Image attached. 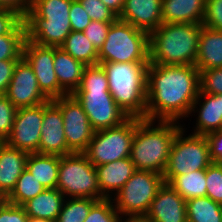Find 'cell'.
<instances>
[{"instance_id":"cell-1","label":"cell","mask_w":222,"mask_h":222,"mask_svg":"<svg viewBox=\"0 0 222 222\" xmlns=\"http://www.w3.org/2000/svg\"><path fill=\"white\" fill-rule=\"evenodd\" d=\"M200 91L199 71L193 65L148 64L146 119L187 121Z\"/></svg>"},{"instance_id":"cell-2","label":"cell","mask_w":222,"mask_h":222,"mask_svg":"<svg viewBox=\"0 0 222 222\" xmlns=\"http://www.w3.org/2000/svg\"><path fill=\"white\" fill-rule=\"evenodd\" d=\"M182 127L176 121L135 118L130 159L136 170L163 175L176 133Z\"/></svg>"},{"instance_id":"cell-3","label":"cell","mask_w":222,"mask_h":222,"mask_svg":"<svg viewBox=\"0 0 222 222\" xmlns=\"http://www.w3.org/2000/svg\"><path fill=\"white\" fill-rule=\"evenodd\" d=\"M201 29L196 23L160 24L149 33V63L195 66Z\"/></svg>"},{"instance_id":"cell-4","label":"cell","mask_w":222,"mask_h":222,"mask_svg":"<svg viewBox=\"0 0 222 222\" xmlns=\"http://www.w3.org/2000/svg\"><path fill=\"white\" fill-rule=\"evenodd\" d=\"M105 70L109 91L128 117L146 119V82L149 62L98 63Z\"/></svg>"},{"instance_id":"cell-5","label":"cell","mask_w":222,"mask_h":222,"mask_svg":"<svg viewBox=\"0 0 222 222\" xmlns=\"http://www.w3.org/2000/svg\"><path fill=\"white\" fill-rule=\"evenodd\" d=\"M73 0H32L24 17L27 40L43 46L60 47L70 34V6Z\"/></svg>"},{"instance_id":"cell-6","label":"cell","mask_w":222,"mask_h":222,"mask_svg":"<svg viewBox=\"0 0 222 222\" xmlns=\"http://www.w3.org/2000/svg\"><path fill=\"white\" fill-rule=\"evenodd\" d=\"M110 62H149V33L117 18L98 51V63Z\"/></svg>"},{"instance_id":"cell-7","label":"cell","mask_w":222,"mask_h":222,"mask_svg":"<svg viewBox=\"0 0 222 222\" xmlns=\"http://www.w3.org/2000/svg\"><path fill=\"white\" fill-rule=\"evenodd\" d=\"M182 125L183 127L176 133L163 173L165 183H169L175 176L206 170L212 163L206 136L192 134L186 131L190 130L187 129L189 124L187 127L185 124Z\"/></svg>"},{"instance_id":"cell-8","label":"cell","mask_w":222,"mask_h":222,"mask_svg":"<svg viewBox=\"0 0 222 222\" xmlns=\"http://www.w3.org/2000/svg\"><path fill=\"white\" fill-rule=\"evenodd\" d=\"M57 189L66 198L101 199L96 167L85 153L60 156Z\"/></svg>"},{"instance_id":"cell-9","label":"cell","mask_w":222,"mask_h":222,"mask_svg":"<svg viewBox=\"0 0 222 222\" xmlns=\"http://www.w3.org/2000/svg\"><path fill=\"white\" fill-rule=\"evenodd\" d=\"M163 183L161 174L136 170L112 197L115 209L120 216H145Z\"/></svg>"},{"instance_id":"cell-10","label":"cell","mask_w":222,"mask_h":222,"mask_svg":"<svg viewBox=\"0 0 222 222\" xmlns=\"http://www.w3.org/2000/svg\"><path fill=\"white\" fill-rule=\"evenodd\" d=\"M135 118L129 117L118 126L95 131L84 152L94 166L130 157Z\"/></svg>"},{"instance_id":"cell-11","label":"cell","mask_w":222,"mask_h":222,"mask_svg":"<svg viewBox=\"0 0 222 222\" xmlns=\"http://www.w3.org/2000/svg\"><path fill=\"white\" fill-rule=\"evenodd\" d=\"M72 95L82 105L95 131L118 126L129 118L109 90H76Z\"/></svg>"},{"instance_id":"cell-12","label":"cell","mask_w":222,"mask_h":222,"mask_svg":"<svg viewBox=\"0 0 222 222\" xmlns=\"http://www.w3.org/2000/svg\"><path fill=\"white\" fill-rule=\"evenodd\" d=\"M61 110L67 147L73 153H84L95 130L82 105L71 94L52 100Z\"/></svg>"},{"instance_id":"cell-13","label":"cell","mask_w":222,"mask_h":222,"mask_svg":"<svg viewBox=\"0 0 222 222\" xmlns=\"http://www.w3.org/2000/svg\"><path fill=\"white\" fill-rule=\"evenodd\" d=\"M23 58L31 66L42 93L50 100L68 95L58 83L54 71V46H43L26 39Z\"/></svg>"},{"instance_id":"cell-14","label":"cell","mask_w":222,"mask_h":222,"mask_svg":"<svg viewBox=\"0 0 222 222\" xmlns=\"http://www.w3.org/2000/svg\"><path fill=\"white\" fill-rule=\"evenodd\" d=\"M43 117L44 103L18 108L12 131L5 142L27 153H39Z\"/></svg>"},{"instance_id":"cell-15","label":"cell","mask_w":222,"mask_h":222,"mask_svg":"<svg viewBox=\"0 0 222 222\" xmlns=\"http://www.w3.org/2000/svg\"><path fill=\"white\" fill-rule=\"evenodd\" d=\"M5 96L17 109L37 106L49 100L40 90L31 66L23 57L16 63Z\"/></svg>"},{"instance_id":"cell-16","label":"cell","mask_w":222,"mask_h":222,"mask_svg":"<svg viewBox=\"0 0 222 222\" xmlns=\"http://www.w3.org/2000/svg\"><path fill=\"white\" fill-rule=\"evenodd\" d=\"M39 153L58 156L73 153L66 144L61 110L50 99L44 102V117L39 142Z\"/></svg>"},{"instance_id":"cell-17","label":"cell","mask_w":222,"mask_h":222,"mask_svg":"<svg viewBox=\"0 0 222 222\" xmlns=\"http://www.w3.org/2000/svg\"><path fill=\"white\" fill-rule=\"evenodd\" d=\"M193 121L192 134L206 136L222 130V94L199 93L188 115ZM195 124V126H194Z\"/></svg>"},{"instance_id":"cell-18","label":"cell","mask_w":222,"mask_h":222,"mask_svg":"<svg viewBox=\"0 0 222 222\" xmlns=\"http://www.w3.org/2000/svg\"><path fill=\"white\" fill-rule=\"evenodd\" d=\"M145 216L151 222H188L186 201L164 182Z\"/></svg>"},{"instance_id":"cell-19","label":"cell","mask_w":222,"mask_h":222,"mask_svg":"<svg viewBox=\"0 0 222 222\" xmlns=\"http://www.w3.org/2000/svg\"><path fill=\"white\" fill-rule=\"evenodd\" d=\"M162 0H125L118 19L151 33L162 20Z\"/></svg>"},{"instance_id":"cell-20","label":"cell","mask_w":222,"mask_h":222,"mask_svg":"<svg viewBox=\"0 0 222 222\" xmlns=\"http://www.w3.org/2000/svg\"><path fill=\"white\" fill-rule=\"evenodd\" d=\"M95 167L101 199H112L136 171L130 157Z\"/></svg>"},{"instance_id":"cell-21","label":"cell","mask_w":222,"mask_h":222,"mask_svg":"<svg viewBox=\"0 0 222 222\" xmlns=\"http://www.w3.org/2000/svg\"><path fill=\"white\" fill-rule=\"evenodd\" d=\"M28 155L29 153L11 147L6 142L0 144V190L6 196L12 192L26 169Z\"/></svg>"},{"instance_id":"cell-22","label":"cell","mask_w":222,"mask_h":222,"mask_svg":"<svg viewBox=\"0 0 222 222\" xmlns=\"http://www.w3.org/2000/svg\"><path fill=\"white\" fill-rule=\"evenodd\" d=\"M54 71L59 86L73 94L80 86L86 65L66 53L61 47H54Z\"/></svg>"},{"instance_id":"cell-23","label":"cell","mask_w":222,"mask_h":222,"mask_svg":"<svg viewBox=\"0 0 222 222\" xmlns=\"http://www.w3.org/2000/svg\"><path fill=\"white\" fill-rule=\"evenodd\" d=\"M195 67L199 72L222 68V31L202 24Z\"/></svg>"},{"instance_id":"cell-24","label":"cell","mask_w":222,"mask_h":222,"mask_svg":"<svg viewBox=\"0 0 222 222\" xmlns=\"http://www.w3.org/2000/svg\"><path fill=\"white\" fill-rule=\"evenodd\" d=\"M206 0H162L163 23L202 24Z\"/></svg>"},{"instance_id":"cell-25","label":"cell","mask_w":222,"mask_h":222,"mask_svg":"<svg viewBox=\"0 0 222 222\" xmlns=\"http://www.w3.org/2000/svg\"><path fill=\"white\" fill-rule=\"evenodd\" d=\"M65 199V195L59 189H45L36 197L25 202L22 207L29 218L47 219L55 222Z\"/></svg>"},{"instance_id":"cell-26","label":"cell","mask_w":222,"mask_h":222,"mask_svg":"<svg viewBox=\"0 0 222 222\" xmlns=\"http://www.w3.org/2000/svg\"><path fill=\"white\" fill-rule=\"evenodd\" d=\"M60 156L29 153L26 169L46 189L57 188Z\"/></svg>"},{"instance_id":"cell-27","label":"cell","mask_w":222,"mask_h":222,"mask_svg":"<svg viewBox=\"0 0 222 222\" xmlns=\"http://www.w3.org/2000/svg\"><path fill=\"white\" fill-rule=\"evenodd\" d=\"M60 47L86 66L98 64V50L82 31H71Z\"/></svg>"},{"instance_id":"cell-28","label":"cell","mask_w":222,"mask_h":222,"mask_svg":"<svg viewBox=\"0 0 222 222\" xmlns=\"http://www.w3.org/2000/svg\"><path fill=\"white\" fill-rule=\"evenodd\" d=\"M185 200L206 197V170L175 176L168 183Z\"/></svg>"},{"instance_id":"cell-29","label":"cell","mask_w":222,"mask_h":222,"mask_svg":"<svg viewBox=\"0 0 222 222\" xmlns=\"http://www.w3.org/2000/svg\"><path fill=\"white\" fill-rule=\"evenodd\" d=\"M188 222H222V205L209 197H197L186 201Z\"/></svg>"},{"instance_id":"cell-30","label":"cell","mask_w":222,"mask_h":222,"mask_svg":"<svg viewBox=\"0 0 222 222\" xmlns=\"http://www.w3.org/2000/svg\"><path fill=\"white\" fill-rule=\"evenodd\" d=\"M46 188L25 169L18 178L12 192L6 197V201L18 206H22L28 200L36 197Z\"/></svg>"},{"instance_id":"cell-31","label":"cell","mask_w":222,"mask_h":222,"mask_svg":"<svg viewBox=\"0 0 222 222\" xmlns=\"http://www.w3.org/2000/svg\"><path fill=\"white\" fill-rule=\"evenodd\" d=\"M26 39L24 20L11 33L0 35V60H20Z\"/></svg>"},{"instance_id":"cell-32","label":"cell","mask_w":222,"mask_h":222,"mask_svg":"<svg viewBox=\"0 0 222 222\" xmlns=\"http://www.w3.org/2000/svg\"><path fill=\"white\" fill-rule=\"evenodd\" d=\"M97 201L93 198H66L55 222H83Z\"/></svg>"},{"instance_id":"cell-33","label":"cell","mask_w":222,"mask_h":222,"mask_svg":"<svg viewBox=\"0 0 222 222\" xmlns=\"http://www.w3.org/2000/svg\"><path fill=\"white\" fill-rule=\"evenodd\" d=\"M77 90H109L107 74L101 64L85 67Z\"/></svg>"},{"instance_id":"cell-34","label":"cell","mask_w":222,"mask_h":222,"mask_svg":"<svg viewBox=\"0 0 222 222\" xmlns=\"http://www.w3.org/2000/svg\"><path fill=\"white\" fill-rule=\"evenodd\" d=\"M118 211L114 207L112 199L98 200L90 209L83 222H118Z\"/></svg>"},{"instance_id":"cell-35","label":"cell","mask_w":222,"mask_h":222,"mask_svg":"<svg viewBox=\"0 0 222 222\" xmlns=\"http://www.w3.org/2000/svg\"><path fill=\"white\" fill-rule=\"evenodd\" d=\"M206 196L222 205V166L211 163L206 168Z\"/></svg>"},{"instance_id":"cell-36","label":"cell","mask_w":222,"mask_h":222,"mask_svg":"<svg viewBox=\"0 0 222 222\" xmlns=\"http://www.w3.org/2000/svg\"><path fill=\"white\" fill-rule=\"evenodd\" d=\"M199 85V93L222 94V68L200 71Z\"/></svg>"},{"instance_id":"cell-37","label":"cell","mask_w":222,"mask_h":222,"mask_svg":"<svg viewBox=\"0 0 222 222\" xmlns=\"http://www.w3.org/2000/svg\"><path fill=\"white\" fill-rule=\"evenodd\" d=\"M16 112L13 103L5 95H0V140L3 142L12 131Z\"/></svg>"},{"instance_id":"cell-38","label":"cell","mask_w":222,"mask_h":222,"mask_svg":"<svg viewBox=\"0 0 222 222\" xmlns=\"http://www.w3.org/2000/svg\"><path fill=\"white\" fill-rule=\"evenodd\" d=\"M91 20L114 22L118 16L101 0H78Z\"/></svg>"},{"instance_id":"cell-39","label":"cell","mask_w":222,"mask_h":222,"mask_svg":"<svg viewBox=\"0 0 222 222\" xmlns=\"http://www.w3.org/2000/svg\"><path fill=\"white\" fill-rule=\"evenodd\" d=\"M202 24L222 31V0H206Z\"/></svg>"},{"instance_id":"cell-40","label":"cell","mask_w":222,"mask_h":222,"mask_svg":"<svg viewBox=\"0 0 222 222\" xmlns=\"http://www.w3.org/2000/svg\"><path fill=\"white\" fill-rule=\"evenodd\" d=\"M113 22H102L91 20L90 24L83 31L86 37L95 48L99 49L103 46V43L106 40L107 32Z\"/></svg>"},{"instance_id":"cell-41","label":"cell","mask_w":222,"mask_h":222,"mask_svg":"<svg viewBox=\"0 0 222 222\" xmlns=\"http://www.w3.org/2000/svg\"><path fill=\"white\" fill-rule=\"evenodd\" d=\"M72 31H84L91 19L78 0H73L69 11Z\"/></svg>"},{"instance_id":"cell-42","label":"cell","mask_w":222,"mask_h":222,"mask_svg":"<svg viewBox=\"0 0 222 222\" xmlns=\"http://www.w3.org/2000/svg\"><path fill=\"white\" fill-rule=\"evenodd\" d=\"M28 215L22 206L7 202L0 206V222H28Z\"/></svg>"},{"instance_id":"cell-43","label":"cell","mask_w":222,"mask_h":222,"mask_svg":"<svg viewBox=\"0 0 222 222\" xmlns=\"http://www.w3.org/2000/svg\"><path fill=\"white\" fill-rule=\"evenodd\" d=\"M23 20L17 12L0 7V35L11 33Z\"/></svg>"},{"instance_id":"cell-44","label":"cell","mask_w":222,"mask_h":222,"mask_svg":"<svg viewBox=\"0 0 222 222\" xmlns=\"http://www.w3.org/2000/svg\"><path fill=\"white\" fill-rule=\"evenodd\" d=\"M206 139L212 163L222 166V130L207 134Z\"/></svg>"},{"instance_id":"cell-45","label":"cell","mask_w":222,"mask_h":222,"mask_svg":"<svg viewBox=\"0 0 222 222\" xmlns=\"http://www.w3.org/2000/svg\"><path fill=\"white\" fill-rule=\"evenodd\" d=\"M18 60H0V95H5Z\"/></svg>"},{"instance_id":"cell-46","label":"cell","mask_w":222,"mask_h":222,"mask_svg":"<svg viewBox=\"0 0 222 222\" xmlns=\"http://www.w3.org/2000/svg\"><path fill=\"white\" fill-rule=\"evenodd\" d=\"M32 0H0V7L17 12L23 18L31 9Z\"/></svg>"},{"instance_id":"cell-47","label":"cell","mask_w":222,"mask_h":222,"mask_svg":"<svg viewBox=\"0 0 222 222\" xmlns=\"http://www.w3.org/2000/svg\"><path fill=\"white\" fill-rule=\"evenodd\" d=\"M117 16L122 12L125 0H101Z\"/></svg>"},{"instance_id":"cell-48","label":"cell","mask_w":222,"mask_h":222,"mask_svg":"<svg viewBox=\"0 0 222 222\" xmlns=\"http://www.w3.org/2000/svg\"><path fill=\"white\" fill-rule=\"evenodd\" d=\"M118 222H151L146 216H121Z\"/></svg>"},{"instance_id":"cell-49","label":"cell","mask_w":222,"mask_h":222,"mask_svg":"<svg viewBox=\"0 0 222 222\" xmlns=\"http://www.w3.org/2000/svg\"><path fill=\"white\" fill-rule=\"evenodd\" d=\"M28 222H54L51 220H47V219H36V218H29Z\"/></svg>"},{"instance_id":"cell-50","label":"cell","mask_w":222,"mask_h":222,"mask_svg":"<svg viewBox=\"0 0 222 222\" xmlns=\"http://www.w3.org/2000/svg\"><path fill=\"white\" fill-rule=\"evenodd\" d=\"M6 197H7L6 195H0V206L6 200Z\"/></svg>"}]
</instances>
